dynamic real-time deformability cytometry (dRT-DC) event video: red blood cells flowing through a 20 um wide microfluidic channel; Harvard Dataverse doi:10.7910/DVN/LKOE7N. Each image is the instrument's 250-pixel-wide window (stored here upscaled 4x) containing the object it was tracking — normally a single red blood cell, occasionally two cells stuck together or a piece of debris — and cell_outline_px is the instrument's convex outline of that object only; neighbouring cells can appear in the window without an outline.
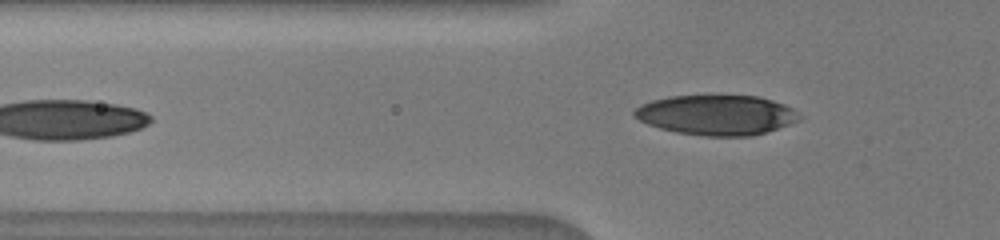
{"species": "human", "species_latin": "Homo sapiens", "temperature_condition": "warm", "stored_images_in_passage": 8, "camera_frame_rate_fps": 3000, "um_per_image_px": 0.085, "donor": {"sex": "male"}, "frame": {"image": 1, "passage_image": 8, "time_ms": 6.667, "image_size_px": [1000, 240], "cell_outline_px": [[804, 116], [800, 120], [752, 136], [704, 136], [676, 132], [660, 128], [648, 124], [632, 116], [632, 112], [640, 104], [652, 100], [668, 96], [760, 96], [784, 104], [792, 108]], "centroid_in_image_um": [60.9, 9.77], "position_along_channel_um": 64.9, "area_um2": 38.49}}